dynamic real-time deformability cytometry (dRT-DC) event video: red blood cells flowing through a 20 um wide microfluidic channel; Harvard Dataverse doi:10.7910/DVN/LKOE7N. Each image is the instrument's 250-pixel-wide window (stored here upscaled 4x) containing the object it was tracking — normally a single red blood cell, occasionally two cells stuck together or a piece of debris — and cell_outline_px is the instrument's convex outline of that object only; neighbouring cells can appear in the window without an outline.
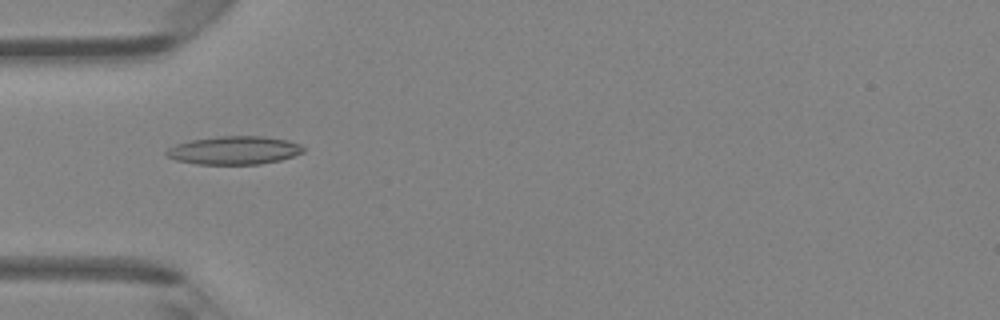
{"species": "Egyptian fruit bat (a non-hibernating species)", "species_latin": "Rousettus aegyptiacus", "temperature_condition": "room temperature", "stored_images_in_passage": 4, "camera_frame_rate_fps": 3000, "um_per_image_px": 0.085, "animal": {"sex": "female"}, "frame": {"image": 1, "passage_image": 4, "time_ms": 1.0, "image_size_px": [1000, 320], "cell_outline_px": [[304, 152], [280, 160], [260, 164], [196, 164], [176, 160], [168, 156], [164, 152], [168, 148], [176, 144], [192, 140], [220, 136], [264, 136], [288, 140], [300, 144], [304, 148]], "centroid_in_image_um": [19.91, 12.77], "position_along_channel_um": 65.1, "area_um2": 22.48}}